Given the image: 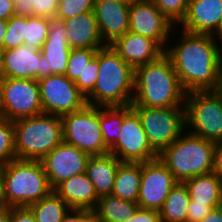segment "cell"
Returning <instances> with one entry per match:
<instances>
[{"label":"cell","mask_w":222,"mask_h":222,"mask_svg":"<svg viewBox=\"0 0 222 222\" xmlns=\"http://www.w3.org/2000/svg\"><path fill=\"white\" fill-rule=\"evenodd\" d=\"M181 36L165 54L170 58L186 91H213L221 73L220 43L212 35L180 31Z\"/></svg>","instance_id":"obj_1"},{"label":"cell","mask_w":222,"mask_h":222,"mask_svg":"<svg viewBox=\"0 0 222 222\" xmlns=\"http://www.w3.org/2000/svg\"><path fill=\"white\" fill-rule=\"evenodd\" d=\"M185 97L186 91L165 53L157 60L134 70V97L131 105L184 107Z\"/></svg>","instance_id":"obj_2"},{"label":"cell","mask_w":222,"mask_h":222,"mask_svg":"<svg viewBox=\"0 0 222 222\" xmlns=\"http://www.w3.org/2000/svg\"><path fill=\"white\" fill-rule=\"evenodd\" d=\"M99 74L94 90L86 97L99 107L131 105L134 97V69L110 45L98 49Z\"/></svg>","instance_id":"obj_3"},{"label":"cell","mask_w":222,"mask_h":222,"mask_svg":"<svg viewBox=\"0 0 222 222\" xmlns=\"http://www.w3.org/2000/svg\"><path fill=\"white\" fill-rule=\"evenodd\" d=\"M1 168L5 207H28L52 191L40 160L13 159Z\"/></svg>","instance_id":"obj_4"},{"label":"cell","mask_w":222,"mask_h":222,"mask_svg":"<svg viewBox=\"0 0 222 222\" xmlns=\"http://www.w3.org/2000/svg\"><path fill=\"white\" fill-rule=\"evenodd\" d=\"M187 132L158 154V158L178 182L211 173L213 170L217 143Z\"/></svg>","instance_id":"obj_5"},{"label":"cell","mask_w":222,"mask_h":222,"mask_svg":"<svg viewBox=\"0 0 222 222\" xmlns=\"http://www.w3.org/2000/svg\"><path fill=\"white\" fill-rule=\"evenodd\" d=\"M13 124L16 159L41 160L63 141L61 116L41 113Z\"/></svg>","instance_id":"obj_6"},{"label":"cell","mask_w":222,"mask_h":222,"mask_svg":"<svg viewBox=\"0 0 222 222\" xmlns=\"http://www.w3.org/2000/svg\"><path fill=\"white\" fill-rule=\"evenodd\" d=\"M184 110L185 129L191 128L190 134L222 142V102L214 91L186 93Z\"/></svg>","instance_id":"obj_7"},{"label":"cell","mask_w":222,"mask_h":222,"mask_svg":"<svg viewBox=\"0 0 222 222\" xmlns=\"http://www.w3.org/2000/svg\"><path fill=\"white\" fill-rule=\"evenodd\" d=\"M63 141L90 156L109 153L99 121V106L86 104L82 109L61 116Z\"/></svg>","instance_id":"obj_8"},{"label":"cell","mask_w":222,"mask_h":222,"mask_svg":"<svg viewBox=\"0 0 222 222\" xmlns=\"http://www.w3.org/2000/svg\"><path fill=\"white\" fill-rule=\"evenodd\" d=\"M131 107L138 114L148 141L158 154L187 131L184 107Z\"/></svg>","instance_id":"obj_9"},{"label":"cell","mask_w":222,"mask_h":222,"mask_svg":"<svg viewBox=\"0 0 222 222\" xmlns=\"http://www.w3.org/2000/svg\"><path fill=\"white\" fill-rule=\"evenodd\" d=\"M0 87L4 118L16 121L43 113L38 80L3 78Z\"/></svg>","instance_id":"obj_10"},{"label":"cell","mask_w":222,"mask_h":222,"mask_svg":"<svg viewBox=\"0 0 222 222\" xmlns=\"http://www.w3.org/2000/svg\"><path fill=\"white\" fill-rule=\"evenodd\" d=\"M121 162L143 163L158 158L131 105L123 106V121L119 140L109 149Z\"/></svg>","instance_id":"obj_11"},{"label":"cell","mask_w":222,"mask_h":222,"mask_svg":"<svg viewBox=\"0 0 222 222\" xmlns=\"http://www.w3.org/2000/svg\"><path fill=\"white\" fill-rule=\"evenodd\" d=\"M43 113L63 116L82 109L85 96L66 75L52 74L38 80Z\"/></svg>","instance_id":"obj_12"},{"label":"cell","mask_w":222,"mask_h":222,"mask_svg":"<svg viewBox=\"0 0 222 222\" xmlns=\"http://www.w3.org/2000/svg\"><path fill=\"white\" fill-rule=\"evenodd\" d=\"M174 28L152 0H135L129 6V31L154 40L164 51Z\"/></svg>","instance_id":"obj_13"},{"label":"cell","mask_w":222,"mask_h":222,"mask_svg":"<svg viewBox=\"0 0 222 222\" xmlns=\"http://www.w3.org/2000/svg\"><path fill=\"white\" fill-rule=\"evenodd\" d=\"M178 181L159 158L141 163L139 208L160 211Z\"/></svg>","instance_id":"obj_14"},{"label":"cell","mask_w":222,"mask_h":222,"mask_svg":"<svg viewBox=\"0 0 222 222\" xmlns=\"http://www.w3.org/2000/svg\"><path fill=\"white\" fill-rule=\"evenodd\" d=\"M89 158V154L62 141L40 161L53 190L59 183L74 175L84 173Z\"/></svg>","instance_id":"obj_15"},{"label":"cell","mask_w":222,"mask_h":222,"mask_svg":"<svg viewBox=\"0 0 222 222\" xmlns=\"http://www.w3.org/2000/svg\"><path fill=\"white\" fill-rule=\"evenodd\" d=\"M4 78L39 80L45 77L41 50L28 45L3 50Z\"/></svg>","instance_id":"obj_16"},{"label":"cell","mask_w":222,"mask_h":222,"mask_svg":"<svg viewBox=\"0 0 222 222\" xmlns=\"http://www.w3.org/2000/svg\"><path fill=\"white\" fill-rule=\"evenodd\" d=\"M129 6L115 0H95L93 12L106 45L129 31Z\"/></svg>","instance_id":"obj_17"},{"label":"cell","mask_w":222,"mask_h":222,"mask_svg":"<svg viewBox=\"0 0 222 222\" xmlns=\"http://www.w3.org/2000/svg\"><path fill=\"white\" fill-rule=\"evenodd\" d=\"M110 46L134 70L157 60L165 52L154 40L131 31L117 38Z\"/></svg>","instance_id":"obj_18"},{"label":"cell","mask_w":222,"mask_h":222,"mask_svg":"<svg viewBox=\"0 0 222 222\" xmlns=\"http://www.w3.org/2000/svg\"><path fill=\"white\" fill-rule=\"evenodd\" d=\"M222 18V0H189L180 30L212 35Z\"/></svg>","instance_id":"obj_19"},{"label":"cell","mask_w":222,"mask_h":222,"mask_svg":"<svg viewBox=\"0 0 222 222\" xmlns=\"http://www.w3.org/2000/svg\"><path fill=\"white\" fill-rule=\"evenodd\" d=\"M45 77L52 74L65 75L71 48L63 21L52 18L47 39L42 49Z\"/></svg>","instance_id":"obj_20"},{"label":"cell","mask_w":222,"mask_h":222,"mask_svg":"<svg viewBox=\"0 0 222 222\" xmlns=\"http://www.w3.org/2000/svg\"><path fill=\"white\" fill-rule=\"evenodd\" d=\"M53 191L74 209L94 210L99 199L94 184L85 172L59 183Z\"/></svg>","instance_id":"obj_21"},{"label":"cell","mask_w":222,"mask_h":222,"mask_svg":"<svg viewBox=\"0 0 222 222\" xmlns=\"http://www.w3.org/2000/svg\"><path fill=\"white\" fill-rule=\"evenodd\" d=\"M62 21L66 27L68 44L71 49L103 48L107 46L102 40L93 11Z\"/></svg>","instance_id":"obj_22"},{"label":"cell","mask_w":222,"mask_h":222,"mask_svg":"<svg viewBox=\"0 0 222 222\" xmlns=\"http://www.w3.org/2000/svg\"><path fill=\"white\" fill-rule=\"evenodd\" d=\"M122 162L113 154L90 156L85 173L92 181L98 197L112 193L118 166Z\"/></svg>","instance_id":"obj_23"},{"label":"cell","mask_w":222,"mask_h":222,"mask_svg":"<svg viewBox=\"0 0 222 222\" xmlns=\"http://www.w3.org/2000/svg\"><path fill=\"white\" fill-rule=\"evenodd\" d=\"M190 199L213 209L222 206V180L213 172L184 181Z\"/></svg>","instance_id":"obj_24"},{"label":"cell","mask_w":222,"mask_h":222,"mask_svg":"<svg viewBox=\"0 0 222 222\" xmlns=\"http://www.w3.org/2000/svg\"><path fill=\"white\" fill-rule=\"evenodd\" d=\"M141 184V163L122 162L117 169L112 195L137 203Z\"/></svg>","instance_id":"obj_25"},{"label":"cell","mask_w":222,"mask_h":222,"mask_svg":"<svg viewBox=\"0 0 222 222\" xmlns=\"http://www.w3.org/2000/svg\"><path fill=\"white\" fill-rule=\"evenodd\" d=\"M138 208L139 206L135 202L108 194L98 199L94 211L101 222H126L135 214Z\"/></svg>","instance_id":"obj_26"},{"label":"cell","mask_w":222,"mask_h":222,"mask_svg":"<svg viewBox=\"0 0 222 222\" xmlns=\"http://www.w3.org/2000/svg\"><path fill=\"white\" fill-rule=\"evenodd\" d=\"M189 200L187 186L184 182H177L159 211L161 222H186Z\"/></svg>","instance_id":"obj_27"},{"label":"cell","mask_w":222,"mask_h":222,"mask_svg":"<svg viewBox=\"0 0 222 222\" xmlns=\"http://www.w3.org/2000/svg\"><path fill=\"white\" fill-rule=\"evenodd\" d=\"M28 208L34 214L36 222H62L70 210L68 204L53 190L38 202L30 204Z\"/></svg>","instance_id":"obj_28"},{"label":"cell","mask_w":222,"mask_h":222,"mask_svg":"<svg viewBox=\"0 0 222 222\" xmlns=\"http://www.w3.org/2000/svg\"><path fill=\"white\" fill-rule=\"evenodd\" d=\"M99 121L104 143L110 149L120 138L123 106L99 107Z\"/></svg>","instance_id":"obj_29"},{"label":"cell","mask_w":222,"mask_h":222,"mask_svg":"<svg viewBox=\"0 0 222 222\" xmlns=\"http://www.w3.org/2000/svg\"><path fill=\"white\" fill-rule=\"evenodd\" d=\"M50 27V19L39 16H25L24 45L41 50Z\"/></svg>","instance_id":"obj_30"},{"label":"cell","mask_w":222,"mask_h":222,"mask_svg":"<svg viewBox=\"0 0 222 222\" xmlns=\"http://www.w3.org/2000/svg\"><path fill=\"white\" fill-rule=\"evenodd\" d=\"M16 159L14 124L3 116L0 117V166Z\"/></svg>","instance_id":"obj_31"},{"label":"cell","mask_w":222,"mask_h":222,"mask_svg":"<svg viewBox=\"0 0 222 222\" xmlns=\"http://www.w3.org/2000/svg\"><path fill=\"white\" fill-rule=\"evenodd\" d=\"M101 48L71 49L65 75L73 82L77 80L89 61Z\"/></svg>","instance_id":"obj_32"},{"label":"cell","mask_w":222,"mask_h":222,"mask_svg":"<svg viewBox=\"0 0 222 222\" xmlns=\"http://www.w3.org/2000/svg\"><path fill=\"white\" fill-rule=\"evenodd\" d=\"M25 16H16L7 20V32L4 36L3 50L24 45Z\"/></svg>","instance_id":"obj_33"},{"label":"cell","mask_w":222,"mask_h":222,"mask_svg":"<svg viewBox=\"0 0 222 222\" xmlns=\"http://www.w3.org/2000/svg\"><path fill=\"white\" fill-rule=\"evenodd\" d=\"M95 0H59L55 19L65 20L93 11Z\"/></svg>","instance_id":"obj_34"},{"label":"cell","mask_w":222,"mask_h":222,"mask_svg":"<svg viewBox=\"0 0 222 222\" xmlns=\"http://www.w3.org/2000/svg\"><path fill=\"white\" fill-rule=\"evenodd\" d=\"M99 74L98 51L74 82L85 98L94 90Z\"/></svg>","instance_id":"obj_35"},{"label":"cell","mask_w":222,"mask_h":222,"mask_svg":"<svg viewBox=\"0 0 222 222\" xmlns=\"http://www.w3.org/2000/svg\"><path fill=\"white\" fill-rule=\"evenodd\" d=\"M154 5L175 26L184 18L189 0H152Z\"/></svg>","instance_id":"obj_36"},{"label":"cell","mask_w":222,"mask_h":222,"mask_svg":"<svg viewBox=\"0 0 222 222\" xmlns=\"http://www.w3.org/2000/svg\"><path fill=\"white\" fill-rule=\"evenodd\" d=\"M59 0H29L30 9H34V16L55 18Z\"/></svg>","instance_id":"obj_37"},{"label":"cell","mask_w":222,"mask_h":222,"mask_svg":"<svg viewBox=\"0 0 222 222\" xmlns=\"http://www.w3.org/2000/svg\"><path fill=\"white\" fill-rule=\"evenodd\" d=\"M213 208L206 204L196 203L189 200V206L186 215V222H200Z\"/></svg>","instance_id":"obj_38"},{"label":"cell","mask_w":222,"mask_h":222,"mask_svg":"<svg viewBox=\"0 0 222 222\" xmlns=\"http://www.w3.org/2000/svg\"><path fill=\"white\" fill-rule=\"evenodd\" d=\"M126 222H161L159 211L138 208Z\"/></svg>","instance_id":"obj_39"},{"label":"cell","mask_w":222,"mask_h":222,"mask_svg":"<svg viewBox=\"0 0 222 222\" xmlns=\"http://www.w3.org/2000/svg\"><path fill=\"white\" fill-rule=\"evenodd\" d=\"M10 222H36L28 207H10Z\"/></svg>","instance_id":"obj_40"},{"label":"cell","mask_w":222,"mask_h":222,"mask_svg":"<svg viewBox=\"0 0 222 222\" xmlns=\"http://www.w3.org/2000/svg\"><path fill=\"white\" fill-rule=\"evenodd\" d=\"M212 172L222 180V142L216 144Z\"/></svg>","instance_id":"obj_41"},{"label":"cell","mask_w":222,"mask_h":222,"mask_svg":"<svg viewBox=\"0 0 222 222\" xmlns=\"http://www.w3.org/2000/svg\"><path fill=\"white\" fill-rule=\"evenodd\" d=\"M16 16H34V9H30L29 0H20L14 4Z\"/></svg>","instance_id":"obj_42"},{"label":"cell","mask_w":222,"mask_h":222,"mask_svg":"<svg viewBox=\"0 0 222 222\" xmlns=\"http://www.w3.org/2000/svg\"><path fill=\"white\" fill-rule=\"evenodd\" d=\"M14 15V4L10 0H0V19L7 21Z\"/></svg>","instance_id":"obj_43"},{"label":"cell","mask_w":222,"mask_h":222,"mask_svg":"<svg viewBox=\"0 0 222 222\" xmlns=\"http://www.w3.org/2000/svg\"><path fill=\"white\" fill-rule=\"evenodd\" d=\"M79 222H101L94 210L79 209Z\"/></svg>","instance_id":"obj_44"},{"label":"cell","mask_w":222,"mask_h":222,"mask_svg":"<svg viewBox=\"0 0 222 222\" xmlns=\"http://www.w3.org/2000/svg\"><path fill=\"white\" fill-rule=\"evenodd\" d=\"M200 222H222V206L212 209Z\"/></svg>","instance_id":"obj_45"},{"label":"cell","mask_w":222,"mask_h":222,"mask_svg":"<svg viewBox=\"0 0 222 222\" xmlns=\"http://www.w3.org/2000/svg\"><path fill=\"white\" fill-rule=\"evenodd\" d=\"M62 222H79V209L70 208Z\"/></svg>","instance_id":"obj_46"},{"label":"cell","mask_w":222,"mask_h":222,"mask_svg":"<svg viewBox=\"0 0 222 222\" xmlns=\"http://www.w3.org/2000/svg\"><path fill=\"white\" fill-rule=\"evenodd\" d=\"M7 32V21L0 19V48L3 50L4 36Z\"/></svg>","instance_id":"obj_47"},{"label":"cell","mask_w":222,"mask_h":222,"mask_svg":"<svg viewBox=\"0 0 222 222\" xmlns=\"http://www.w3.org/2000/svg\"><path fill=\"white\" fill-rule=\"evenodd\" d=\"M0 222H10V207L0 208Z\"/></svg>","instance_id":"obj_48"},{"label":"cell","mask_w":222,"mask_h":222,"mask_svg":"<svg viewBox=\"0 0 222 222\" xmlns=\"http://www.w3.org/2000/svg\"><path fill=\"white\" fill-rule=\"evenodd\" d=\"M213 91L220 98V100L222 102V71L220 73L219 80H218Z\"/></svg>","instance_id":"obj_49"},{"label":"cell","mask_w":222,"mask_h":222,"mask_svg":"<svg viewBox=\"0 0 222 222\" xmlns=\"http://www.w3.org/2000/svg\"><path fill=\"white\" fill-rule=\"evenodd\" d=\"M5 207V200L3 195V179H2V168L0 166V208Z\"/></svg>","instance_id":"obj_50"},{"label":"cell","mask_w":222,"mask_h":222,"mask_svg":"<svg viewBox=\"0 0 222 222\" xmlns=\"http://www.w3.org/2000/svg\"><path fill=\"white\" fill-rule=\"evenodd\" d=\"M212 36L221 44L222 43V18L217 27V30L212 34Z\"/></svg>","instance_id":"obj_51"},{"label":"cell","mask_w":222,"mask_h":222,"mask_svg":"<svg viewBox=\"0 0 222 222\" xmlns=\"http://www.w3.org/2000/svg\"><path fill=\"white\" fill-rule=\"evenodd\" d=\"M4 78L3 75V50L0 48V81Z\"/></svg>","instance_id":"obj_52"},{"label":"cell","mask_w":222,"mask_h":222,"mask_svg":"<svg viewBox=\"0 0 222 222\" xmlns=\"http://www.w3.org/2000/svg\"><path fill=\"white\" fill-rule=\"evenodd\" d=\"M115 1L123 3L125 5H131L135 0H115Z\"/></svg>","instance_id":"obj_53"},{"label":"cell","mask_w":222,"mask_h":222,"mask_svg":"<svg viewBox=\"0 0 222 222\" xmlns=\"http://www.w3.org/2000/svg\"><path fill=\"white\" fill-rule=\"evenodd\" d=\"M221 71H222V43L220 44Z\"/></svg>","instance_id":"obj_54"},{"label":"cell","mask_w":222,"mask_h":222,"mask_svg":"<svg viewBox=\"0 0 222 222\" xmlns=\"http://www.w3.org/2000/svg\"><path fill=\"white\" fill-rule=\"evenodd\" d=\"M0 117H2V108H1V87H0Z\"/></svg>","instance_id":"obj_55"},{"label":"cell","mask_w":222,"mask_h":222,"mask_svg":"<svg viewBox=\"0 0 222 222\" xmlns=\"http://www.w3.org/2000/svg\"><path fill=\"white\" fill-rule=\"evenodd\" d=\"M13 4H15L16 2L20 1V0H10Z\"/></svg>","instance_id":"obj_56"}]
</instances>
